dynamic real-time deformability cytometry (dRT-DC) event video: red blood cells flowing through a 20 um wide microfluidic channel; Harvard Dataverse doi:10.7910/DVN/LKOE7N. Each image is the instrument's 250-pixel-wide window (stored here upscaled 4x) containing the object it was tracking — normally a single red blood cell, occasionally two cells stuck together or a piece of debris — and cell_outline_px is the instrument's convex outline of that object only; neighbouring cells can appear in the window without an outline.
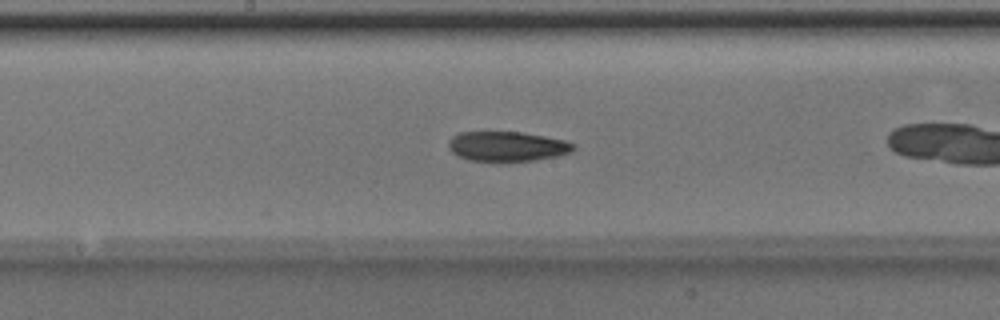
{"species": "Egyptian fruit bat (a non-hibernating species)", "species_latin": "Rousettus aegyptiacus", "temperature_condition": "room temperature", "stored_images_in_passage": 26, "camera_frame_rate_fps": 3000, "um_per_image_px": 0.085, "animal": {"sex": "male"}, "frame": {"image": 1, "passage_image": 12, "time_ms": 3.667, "image_size_px": [1000, 320], "cell_outline_px": [[576, 148], [568, 152], [556, 156], [532, 160], [468, 160], [452, 152], [448, 148], [448, 140], [452, 136], [460, 132], [520, 132], [544, 136], [564, 140], [576, 144]], "centroid_in_image_um": [43.08, 12.42], "position_along_channel_um": 205.1, "area_um2": 21.33}}
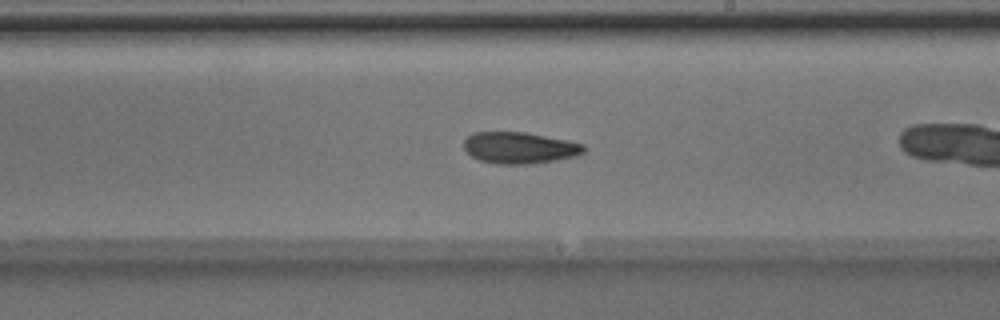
{"frame": {"image": 2, "passage_image": 15, "time_ms": 4.667, "image_size_px": [1000, 320], "cell_outline_px": [[588, 148], [584, 152], [576, 156], [556, 160], [528, 164], [496, 164], [480, 160], [472, 156], [464, 148], [464, 140], [472, 132], [524, 132], [568, 140], [584, 144]], "centroid_in_image_um": [44.19, 12.56], "position_along_channel_um": 244.8, "area_um2": 22.08}}